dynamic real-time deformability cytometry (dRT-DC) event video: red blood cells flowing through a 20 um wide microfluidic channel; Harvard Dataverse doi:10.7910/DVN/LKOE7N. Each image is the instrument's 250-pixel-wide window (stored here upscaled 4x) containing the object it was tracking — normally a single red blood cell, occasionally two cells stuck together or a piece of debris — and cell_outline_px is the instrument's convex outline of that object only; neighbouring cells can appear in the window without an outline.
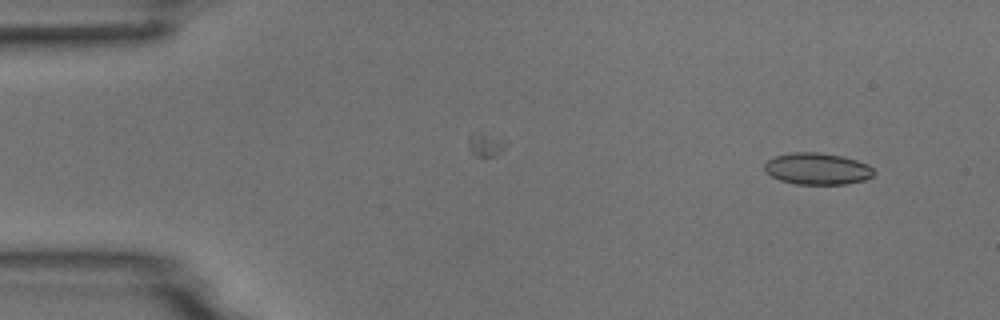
{"species": "common noctule bat (a hibernating species)", "species_latin": "Nyctalus noctula", "temperature_condition": "room temperature", "stored_images_in_passage": 4, "camera_frame_rate_fps": 3000, "um_per_image_px": 0.085, "animal": {"sex": "male", "body_mass_g": 18.8}, "frame": {"image": 1, "passage_image": 1, "time_ms": 0.0, "image_size_px": [1000, 320], "cell_outline_px": [[876, 172], [872, 176], [864, 180], [844, 184], [796, 184], [780, 180], [772, 176], [764, 168], [764, 164], [768, 160], [776, 156], [792, 152], [816, 152], [840, 156], [856, 160], [868, 164]], "centroid_in_image_um": [69.48, 14.34], "position_along_channel_um": 15.5, "area_um2": 20.0}}
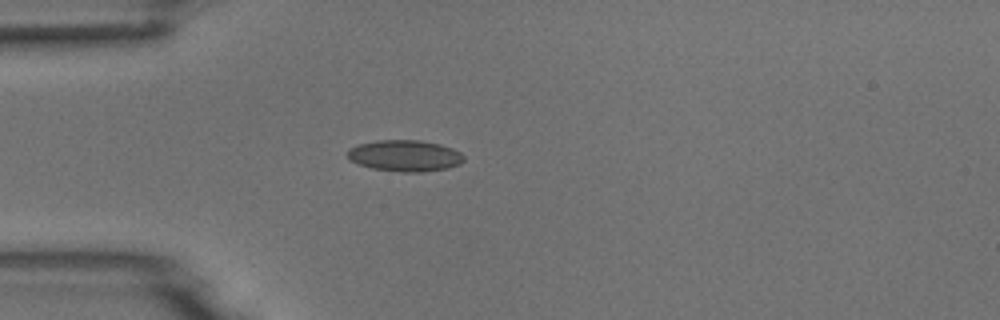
{"frame": {"image": 2, "passage_image": 3, "time_ms": 3.333, "image_size_px": [1000, 320], "cell_outline_px": [[464, 160], [460, 164], [448, 168], [424, 172], [400, 172], [372, 168], [348, 160], [348, 152], [352, 148], [360, 144], [376, 140], [420, 140], [440, 144], [452, 148], [460, 152], [464, 156]], "centroid_in_image_um": [34.45, 13.24], "position_along_channel_um": 50.5, "area_um2": 21.21}}